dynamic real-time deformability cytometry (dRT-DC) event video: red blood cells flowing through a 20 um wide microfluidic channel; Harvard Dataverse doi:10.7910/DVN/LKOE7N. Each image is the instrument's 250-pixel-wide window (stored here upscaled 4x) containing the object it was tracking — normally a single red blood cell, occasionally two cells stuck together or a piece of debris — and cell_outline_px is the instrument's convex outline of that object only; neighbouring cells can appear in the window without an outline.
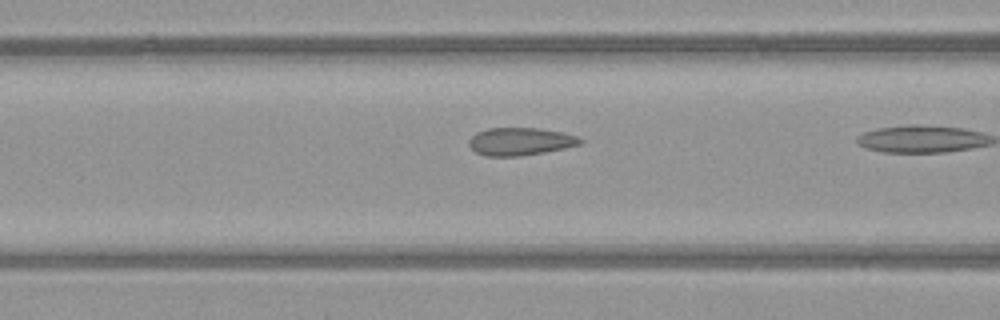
{"species": "common noctule bat (a hibernating species)", "species_latin": "Nyctalus noctula", "temperature_condition": "warm", "stored_images_in_passage": 15, "camera_frame_rate_fps": 3000, "um_per_image_px": 0.085, "animal": {"sex": "female", "body_mass_g": 21.9}, "frame": {"image": 1, "passage_image": 13, "time_ms": 4.0, "image_size_px": [1000, 320], "cell_outline_px": [[584, 140], [580, 144], [564, 148], [544, 152], [520, 156], [484, 156], [476, 152], [468, 144], [468, 140], [476, 132], [488, 128], [540, 128], [564, 132], [576, 136]], "centroid_in_image_um": [44.21, 12.02], "position_along_channel_um": 122.4, "area_um2": 18.03}}